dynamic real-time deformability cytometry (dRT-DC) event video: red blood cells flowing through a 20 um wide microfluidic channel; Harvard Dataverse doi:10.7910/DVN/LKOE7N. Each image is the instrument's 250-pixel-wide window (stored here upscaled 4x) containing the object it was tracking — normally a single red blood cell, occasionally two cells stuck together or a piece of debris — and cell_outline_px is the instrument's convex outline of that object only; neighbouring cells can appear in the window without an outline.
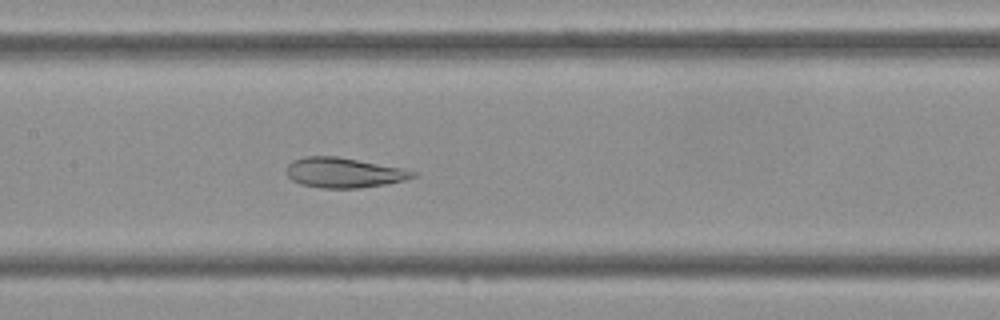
{"species": "Egyptian fruit bat (a non-hibernating species)", "species_latin": "Rousettus aegyptiacus", "temperature_condition": "cold", "stored_images_in_passage": 44, "camera_frame_rate_fps": 3000, "um_per_image_px": 0.085, "frame": {"image": 1, "passage_image": 21, "time_ms": 6.667, "image_size_px": [1000, 320], "cell_outline_px": [[416, 176], [404, 180], [384, 184], [356, 188], [324, 188], [300, 184], [292, 180], [284, 172], [288, 164], [292, 160], [304, 156], [336, 156], [404, 168], [416, 172]], "centroid_in_image_um": [29.18, 14.66], "position_along_channel_um": 178.2, "area_um2": 22.14}}
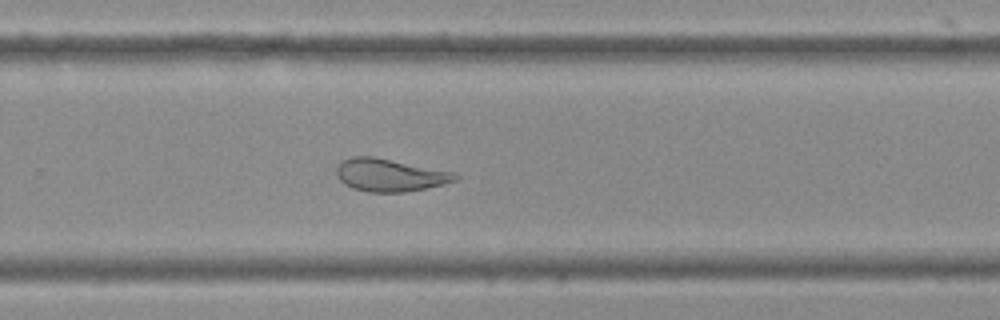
{"frame": {"image": 2, "passage_image": 29, "time_ms": 9.333, "image_size_px": [1000, 320], "cell_outline_px": [[460, 176], [456, 180], [444, 184], [404, 192], [368, 192], [352, 188], [344, 184], [340, 180], [336, 172], [336, 168], [340, 160], [352, 156], [372, 156], [456, 172]], "centroid_in_image_um": [33.12, 14.87], "position_along_channel_um": 296.7, "area_um2": 22.72}}
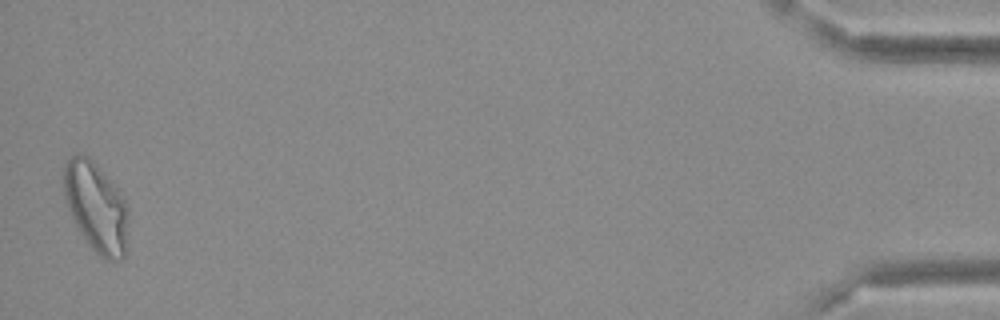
{"frame": {"image": 3, "passage_image": 44, "time_ms": 14.333, "image_size_px": [1000, 320], "cell_outline_px": [[128, 248], [124, 260], [104, 260], [84, 240], [68, 208], [64, 196], [64, 164], [76, 152], [88, 156], [96, 164], [116, 188], [124, 200], [128, 208]], "centroid_in_image_um": [8.2, 17.66], "position_along_channel_um": 427.0, "area_um2": 33.93}}